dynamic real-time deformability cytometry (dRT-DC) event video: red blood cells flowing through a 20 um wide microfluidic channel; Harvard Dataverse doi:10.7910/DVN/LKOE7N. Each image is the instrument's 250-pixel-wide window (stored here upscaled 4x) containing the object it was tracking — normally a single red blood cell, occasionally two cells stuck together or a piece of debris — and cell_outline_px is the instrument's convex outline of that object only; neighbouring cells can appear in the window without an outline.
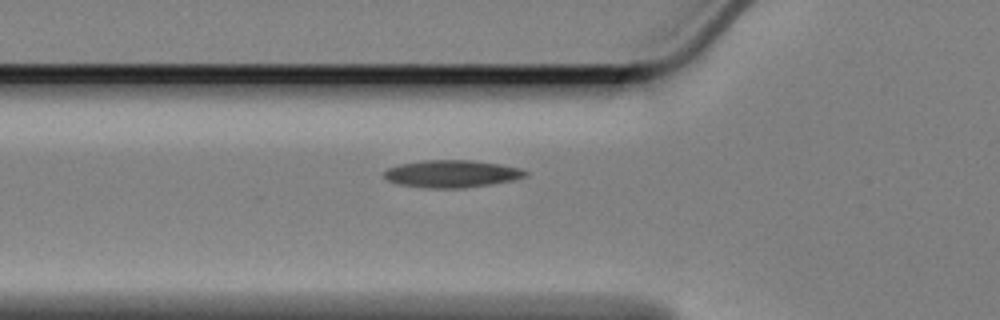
{"species": "Egyptian fruit bat (a non-hibernating species)", "species_latin": "Rousettus aegyptiacus", "temperature_condition": "cold", "stored_images_in_passage": 10, "camera_frame_rate_fps": 3000, "um_per_image_px": 0.085, "animal": {"sex": "female"}, "frame": {"image": 1, "passage_image": 2, "time_ms": 0.333, "image_size_px": [1000, 320], "cell_outline_px": [[528, 176], [512, 180], [492, 184], [464, 188], [424, 188], [396, 184], [388, 180], [384, 176], [384, 172], [388, 168], [400, 164], [424, 160], [472, 160], [500, 164], [520, 168], [528, 172]], "centroid_in_image_um": [38.4, 14.77], "position_along_channel_um": 87.4, "area_um2": 22.66}}
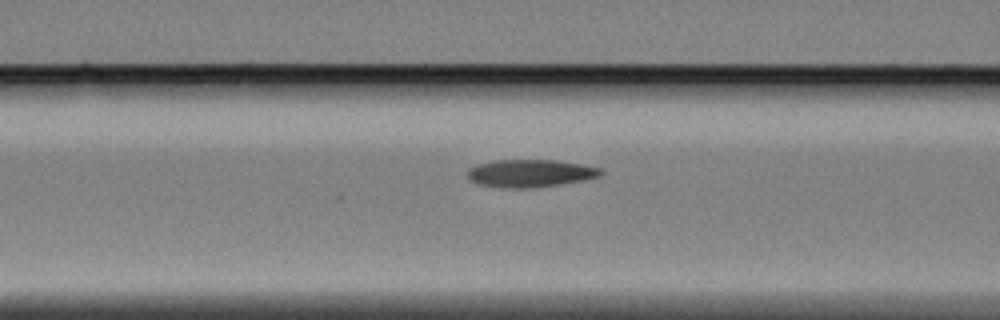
{"frame": {"image": 2, "passage_image": 5, "time_ms": 1.333, "image_size_px": [1000, 320], "cell_outline_px": [[604, 172], [600, 176], [584, 180], [536, 188], [504, 188], [476, 184], [468, 180], [464, 176], [464, 172], [468, 168], [476, 164], [496, 160], [556, 160], [584, 164], [600, 168]], "centroid_in_image_um": [45.0, 14.73], "position_along_channel_um": 121.6, "area_um2": 22.02}}
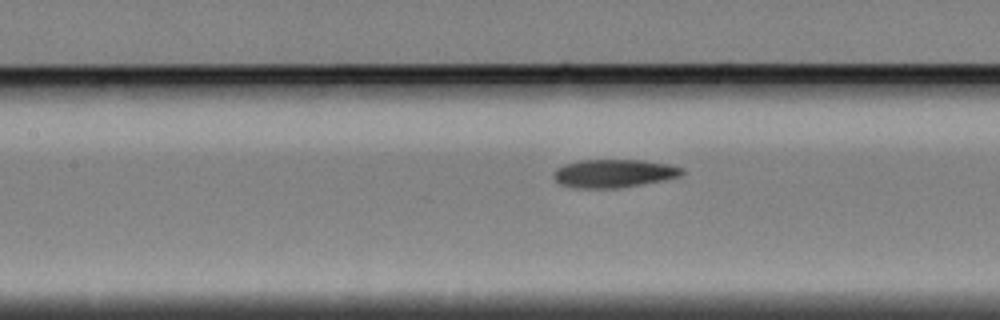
{"frame": {"image": 3, "passage_image": 8, "time_ms": 2.333, "image_size_px": [1000, 320], "cell_outline_px": [[684, 172], [680, 176], [664, 180], [620, 188], [576, 188], [560, 184], [552, 176], [552, 172], [556, 168], [564, 164], [580, 160], [644, 160], [668, 164], [684, 168]], "centroid_in_image_um": [52.16, 14.74], "position_along_channel_um": 155.2, "area_um2": 21.27}}